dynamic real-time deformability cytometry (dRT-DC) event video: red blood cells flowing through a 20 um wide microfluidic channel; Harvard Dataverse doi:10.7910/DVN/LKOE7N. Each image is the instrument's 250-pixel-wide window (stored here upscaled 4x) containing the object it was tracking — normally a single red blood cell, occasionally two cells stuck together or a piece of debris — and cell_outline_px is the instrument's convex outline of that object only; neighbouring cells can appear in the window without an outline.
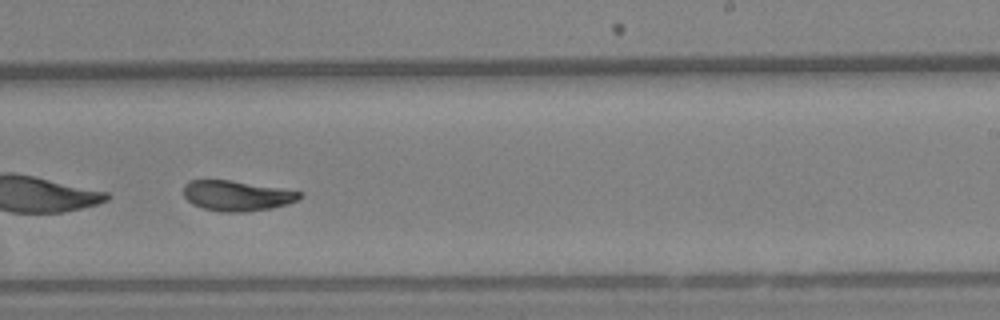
{"species": "Egyptian fruit bat (a non-hibernating species)", "species_latin": "Rousettus aegyptiacus", "temperature_condition": "warm", "stored_images_in_passage": 49, "camera_frame_rate_fps": 3000, "um_per_image_px": 0.085, "animal": {"sex": "female"}, "frame": {"image": 1, "passage_image": 28, "time_ms": 9.0, "image_size_px": [1000, 320], "cell_outline_px": [[304, 196], [288, 204], [272, 208], [248, 212], [220, 212], [204, 208], [192, 204], [184, 196], [184, 184], [192, 180], [232, 180], [304, 192]], "centroid_in_image_um": [20.16, 16.64], "position_along_channel_um": 268.8, "area_um2": 20.63}, "authors_computed_cell_mechanics": {"area_um2": 21.4438, "velocity_mm_per_s": 3.3973, "shape_relaxation_time_tau1_ms": 5.536, "shape_relaxation_time_tau2_ms": 1.8948, "deformation_change_tau1": 0.1895, "deformation_change_tau2": 0.0797}}